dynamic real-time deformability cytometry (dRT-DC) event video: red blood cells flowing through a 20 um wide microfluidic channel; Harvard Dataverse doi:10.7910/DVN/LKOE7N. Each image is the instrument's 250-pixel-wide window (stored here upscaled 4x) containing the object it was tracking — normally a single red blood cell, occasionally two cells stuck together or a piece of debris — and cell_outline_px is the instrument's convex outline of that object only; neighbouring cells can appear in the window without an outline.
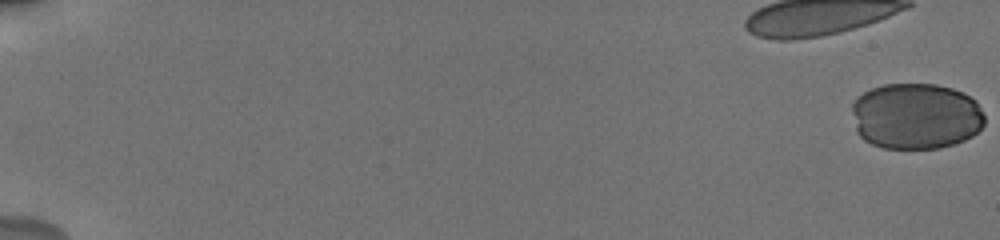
{"species": "human", "species_latin": "Homo sapiens", "temperature_condition": "cold", "stored_images_in_passage": 29, "camera_frame_rate_fps": 3000, "um_per_image_px": 0.085, "donor": {"sex": "male"}, "frame": {"image": 1, "passage_image": 1, "time_ms": 0.0, "image_size_px": [1000, 240], "cell_outline_px": [[984, 124], [972, 136], [964, 140], [940, 148], [884, 148], [872, 144], [864, 140], [856, 132], [852, 112], [852, 104], [856, 96], [872, 88], [884, 84], [936, 84], [952, 88], [976, 100], [984, 116]], "centroid_in_image_um": [77.82, 9.87], "position_along_channel_um": 7.2, "area_um2": 51.33}}
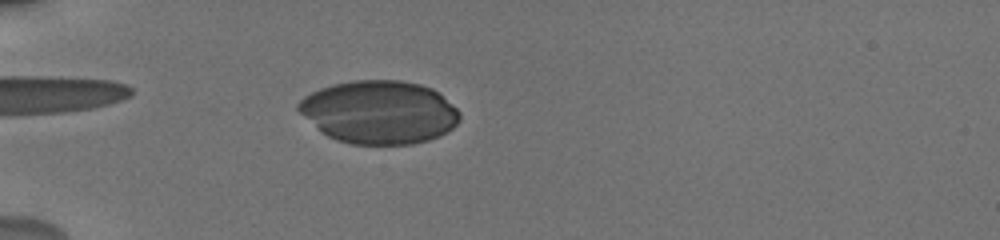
{"frame": {"image": 2, "passage_image": 18, "time_ms": 6.0, "image_size_px": [1000, 240], "cell_outline_px": [[460, 120], [448, 132], [440, 136], [428, 140], [412, 144], [352, 144], [336, 140], [320, 132], [296, 108], [296, 104], [304, 96], [320, 88], [332, 84], [352, 80], [400, 80], [420, 84], [432, 88], [452, 104], [460, 112]], "centroid_in_image_um": [32.22, 9.53], "position_along_channel_um": 52.8, "area_um2": 59.53}}